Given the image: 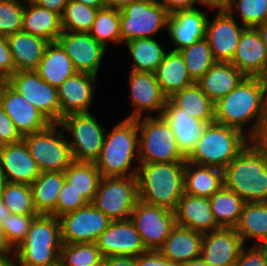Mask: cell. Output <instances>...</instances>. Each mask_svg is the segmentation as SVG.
Returning <instances> with one entry per match:
<instances>
[{"label":"cell","mask_w":267,"mask_h":266,"mask_svg":"<svg viewBox=\"0 0 267 266\" xmlns=\"http://www.w3.org/2000/svg\"><path fill=\"white\" fill-rule=\"evenodd\" d=\"M214 111L216 123L236 128L254 140L267 114V79L245 77L225 97L214 103ZM252 120L254 122L249 128L248 123Z\"/></svg>","instance_id":"1"},{"label":"cell","mask_w":267,"mask_h":266,"mask_svg":"<svg viewBox=\"0 0 267 266\" xmlns=\"http://www.w3.org/2000/svg\"><path fill=\"white\" fill-rule=\"evenodd\" d=\"M223 181L245 203L267 202V154L251 140L223 169Z\"/></svg>","instance_id":"2"},{"label":"cell","mask_w":267,"mask_h":266,"mask_svg":"<svg viewBox=\"0 0 267 266\" xmlns=\"http://www.w3.org/2000/svg\"><path fill=\"white\" fill-rule=\"evenodd\" d=\"M137 166L139 200L175 211L184 194L185 162L142 163Z\"/></svg>","instance_id":"3"},{"label":"cell","mask_w":267,"mask_h":266,"mask_svg":"<svg viewBox=\"0 0 267 266\" xmlns=\"http://www.w3.org/2000/svg\"><path fill=\"white\" fill-rule=\"evenodd\" d=\"M134 160L139 164V129L137 120L125 118L111 132H106L102 150L94 164L101 177H129L137 173L138 167L132 166Z\"/></svg>","instance_id":"4"},{"label":"cell","mask_w":267,"mask_h":266,"mask_svg":"<svg viewBox=\"0 0 267 266\" xmlns=\"http://www.w3.org/2000/svg\"><path fill=\"white\" fill-rule=\"evenodd\" d=\"M62 247L61 224L53 215H37L30 229L14 250L18 266H59Z\"/></svg>","instance_id":"5"},{"label":"cell","mask_w":267,"mask_h":266,"mask_svg":"<svg viewBox=\"0 0 267 266\" xmlns=\"http://www.w3.org/2000/svg\"><path fill=\"white\" fill-rule=\"evenodd\" d=\"M250 141L247 135L236 128L209 123L186 161L223 170Z\"/></svg>","instance_id":"6"},{"label":"cell","mask_w":267,"mask_h":266,"mask_svg":"<svg viewBox=\"0 0 267 266\" xmlns=\"http://www.w3.org/2000/svg\"><path fill=\"white\" fill-rule=\"evenodd\" d=\"M139 129V164L186 162L174 131L163 116L136 119Z\"/></svg>","instance_id":"7"},{"label":"cell","mask_w":267,"mask_h":266,"mask_svg":"<svg viewBox=\"0 0 267 266\" xmlns=\"http://www.w3.org/2000/svg\"><path fill=\"white\" fill-rule=\"evenodd\" d=\"M51 123L46 129L27 134L23 140L40 172H64L75 160L63 129Z\"/></svg>","instance_id":"8"},{"label":"cell","mask_w":267,"mask_h":266,"mask_svg":"<svg viewBox=\"0 0 267 266\" xmlns=\"http://www.w3.org/2000/svg\"><path fill=\"white\" fill-rule=\"evenodd\" d=\"M169 13L157 0H134L120 10V40L153 38L167 29ZM152 36V37H151Z\"/></svg>","instance_id":"9"},{"label":"cell","mask_w":267,"mask_h":266,"mask_svg":"<svg viewBox=\"0 0 267 266\" xmlns=\"http://www.w3.org/2000/svg\"><path fill=\"white\" fill-rule=\"evenodd\" d=\"M59 127L71 133L67 141L76 162H95L104 144L106 130L98 122L96 115L90 113H75L64 116L59 121Z\"/></svg>","instance_id":"10"},{"label":"cell","mask_w":267,"mask_h":266,"mask_svg":"<svg viewBox=\"0 0 267 266\" xmlns=\"http://www.w3.org/2000/svg\"><path fill=\"white\" fill-rule=\"evenodd\" d=\"M138 201L136 176H113L101 177L92 204L111 220H125Z\"/></svg>","instance_id":"11"},{"label":"cell","mask_w":267,"mask_h":266,"mask_svg":"<svg viewBox=\"0 0 267 266\" xmlns=\"http://www.w3.org/2000/svg\"><path fill=\"white\" fill-rule=\"evenodd\" d=\"M6 82L51 123L60 121L57 88L46 83L36 70L16 71Z\"/></svg>","instance_id":"12"},{"label":"cell","mask_w":267,"mask_h":266,"mask_svg":"<svg viewBox=\"0 0 267 266\" xmlns=\"http://www.w3.org/2000/svg\"><path fill=\"white\" fill-rule=\"evenodd\" d=\"M130 219L141 236L146 250L159 251L176 225L175 213L169 209L138 201Z\"/></svg>","instance_id":"13"},{"label":"cell","mask_w":267,"mask_h":266,"mask_svg":"<svg viewBox=\"0 0 267 266\" xmlns=\"http://www.w3.org/2000/svg\"><path fill=\"white\" fill-rule=\"evenodd\" d=\"M62 243H95L111 219L92 203L59 217Z\"/></svg>","instance_id":"14"},{"label":"cell","mask_w":267,"mask_h":266,"mask_svg":"<svg viewBox=\"0 0 267 266\" xmlns=\"http://www.w3.org/2000/svg\"><path fill=\"white\" fill-rule=\"evenodd\" d=\"M217 13L213 20L207 21L205 39L216 62H231L235 55L242 33L247 29L239 25L222 6H215Z\"/></svg>","instance_id":"15"},{"label":"cell","mask_w":267,"mask_h":266,"mask_svg":"<svg viewBox=\"0 0 267 266\" xmlns=\"http://www.w3.org/2000/svg\"><path fill=\"white\" fill-rule=\"evenodd\" d=\"M102 258L137 257L147 251L133 221L112 220L95 242Z\"/></svg>","instance_id":"16"},{"label":"cell","mask_w":267,"mask_h":266,"mask_svg":"<svg viewBox=\"0 0 267 266\" xmlns=\"http://www.w3.org/2000/svg\"><path fill=\"white\" fill-rule=\"evenodd\" d=\"M57 42L65 50L77 72L98 75L107 48L90 33L63 30Z\"/></svg>","instance_id":"17"},{"label":"cell","mask_w":267,"mask_h":266,"mask_svg":"<svg viewBox=\"0 0 267 266\" xmlns=\"http://www.w3.org/2000/svg\"><path fill=\"white\" fill-rule=\"evenodd\" d=\"M129 80L131 105L134 109L127 119L144 117V112L148 117L152 116L149 115L150 112L162 116L168 98L162 92L155 73L130 71Z\"/></svg>","instance_id":"18"},{"label":"cell","mask_w":267,"mask_h":266,"mask_svg":"<svg viewBox=\"0 0 267 266\" xmlns=\"http://www.w3.org/2000/svg\"><path fill=\"white\" fill-rule=\"evenodd\" d=\"M0 106L24 136L46 129L51 122L6 81H0Z\"/></svg>","instance_id":"19"},{"label":"cell","mask_w":267,"mask_h":266,"mask_svg":"<svg viewBox=\"0 0 267 266\" xmlns=\"http://www.w3.org/2000/svg\"><path fill=\"white\" fill-rule=\"evenodd\" d=\"M245 245L235 228H218L203 234L201 258L209 266H235Z\"/></svg>","instance_id":"20"},{"label":"cell","mask_w":267,"mask_h":266,"mask_svg":"<svg viewBox=\"0 0 267 266\" xmlns=\"http://www.w3.org/2000/svg\"><path fill=\"white\" fill-rule=\"evenodd\" d=\"M97 76L76 72L57 88L60 120L69 114L90 113Z\"/></svg>","instance_id":"21"},{"label":"cell","mask_w":267,"mask_h":266,"mask_svg":"<svg viewBox=\"0 0 267 266\" xmlns=\"http://www.w3.org/2000/svg\"><path fill=\"white\" fill-rule=\"evenodd\" d=\"M0 168L9 183L31 185L41 173L23 139L0 146Z\"/></svg>","instance_id":"22"},{"label":"cell","mask_w":267,"mask_h":266,"mask_svg":"<svg viewBox=\"0 0 267 266\" xmlns=\"http://www.w3.org/2000/svg\"><path fill=\"white\" fill-rule=\"evenodd\" d=\"M230 63L246 77L267 79V48L255 28L242 33Z\"/></svg>","instance_id":"23"},{"label":"cell","mask_w":267,"mask_h":266,"mask_svg":"<svg viewBox=\"0 0 267 266\" xmlns=\"http://www.w3.org/2000/svg\"><path fill=\"white\" fill-rule=\"evenodd\" d=\"M207 14L199 8L179 10L169 14L167 34L176 46L173 51H179L205 38Z\"/></svg>","instance_id":"24"},{"label":"cell","mask_w":267,"mask_h":266,"mask_svg":"<svg viewBox=\"0 0 267 266\" xmlns=\"http://www.w3.org/2000/svg\"><path fill=\"white\" fill-rule=\"evenodd\" d=\"M174 213L177 225L203 234L220 228L214 219L207 197L184 193Z\"/></svg>","instance_id":"25"},{"label":"cell","mask_w":267,"mask_h":266,"mask_svg":"<svg viewBox=\"0 0 267 266\" xmlns=\"http://www.w3.org/2000/svg\"><path fill=\"white\" fill-rule=\"evenodd\" d=\"M162 116L172 127L178 148L187 158L195 148L206 123L188 115L169 98Z\"/></svg>","instance_id":"26"},{"label":"cell","mask_w":267,"mask_h":266,"mask_svg":"<svg viewBox=\"0 0 267 266\" xmlns=\"http://www.w3.org/2000/svg\"><path fill=\"white\" fill-rule=\"evenodd\" d=\"M203 233L175 225L159 250L172 262L181 265L201 257Z\"/></svg>","instance_id":"27"},{"label":"cell","mask_w":267,"mask_h":266,"mask_svg":"<svg viewBox=\"0 0 267 266\" xmlns=\"http://www.w3.org/2000/svg\"><path fill=\"white\" fill-rule=\"evenodd\" d=\"M16 71L37 70L49 41L19 31L6 37Z\"/></svg>","instance_id":"28"},{"label":"cell","mask_w":267,"mask_h":266,"mask_svg":"<svg viewBox=\"0 0 267 266\" xmlns=\"http://www.w3.org/2000/svg\"><path fill=\"white\" fill-rule=\"evenodd\" d=\"M246 76L230 62H215L196 82L216 103L232 91Z\"/></svg>","instance_id":"29"},{"label":"cell","mask_w":267,"mask_h":266,"mask_svg":"<svg viewBox=\"0 0 267 266\" xmlns=\"http://www.w3.org/2000/svg\"><path fill=\"white\" fill-rule=\"evenodd\" d=\"M26 1L22 31L46 39L49 42H57L63 31L61 16L40 7L31 0Z\"/></svg>","instance_id":"30"},{"label":"cell","mask_w":267,"mask_h":266,"mask_svg":"<svg viewBox=\"0 0 267 266\" xmlns=\"http://www.w3.org/2000/svg\"><path fill=\"white\" fill-rule=\"evenodd\" d=\"M162 92L170 98L175 92L195 83L179 51L170 50L155 71Z\"/></svg>","instance_id":"31"},{"label":"cell","mask_w":267,"mask_h":266,"mask_svg":"<svg viewBox=\"0 0 267 266\" xmlns=\"http://www.w3.org/2000/svg\"><path fill=\"white\" fill-rule=\"evenodd\" d=\"M224 186L223 170L185 162L184 193L210 198Z\"/></svg>","instance_id":"32"},{"label":"cell","mask_w":267,"mask_h":266,"mask_svg":"<svg viewBox=\"0 0 267 266\" xmlns=\"http://www.w3.org/2000/svg\"><path fill=\"white\" fill-rule=\"evenodd\" d=\"M36 71L46 83L55 88L77 72L71 59L58 42L49 43Z\"/></svg>","instance_id":"33"},{"label":"cell","mask_w":267,"mask_h":266,"mask_svg":"<svg viewBox=\"0 0 267 266\" xmlns=\"http://www.w3.org/2000/svg\"><path fill=\"white\" fill-rule=\"evenodd\" d=\"M65 181V173L57 171L41 172L30 185L33 203L38 214L56 217L58 194Z\"/></svg>","instance_id":"34"},{"label":"cell","mask_w":267,"mask_h":266,"mask_svg":"<svg viewBox=\"0 0 267 266\" xmlns=\"http://www.w3.org/2000/svg\"><path fill=\"white\" fill-rule=\"evenodd\" d=\"M235 229L244 244L254 240V245L267 244V202L245 203Z\"/></svg>","instance_id":"35"},{"label":"cell","mask_w":267,"mask_h":266,"mask_svg":"<svg viewBox=\"0 0 267 266\" xmlns=\"http://www.w3.org/2000/svg\"><path fill=\"white\" fill-rule=\"evenodd\" d=\"M169 99L194 119L206 124L215 122L214 102L196 82L175 92Z\"/></svg>","instance_id":"36"},{"label":"cell","mask_w":267,"mask_h":266,"mask_svg":"<svg viewBox=\"0 0 267 266\" xmlns=\"http://www.w3.org/2000/svg\"><path fill=\"white\" fill-rule=\"evenodd\" d=\"M125 44L134 62L131 71L155 73L167 52L154 37L134 39Z\"/></svg>","instance_id":"37"},{"label":"cell","mask_w":267,"mask_h":266,"mask_svg":"<svg viewBox=\"0 0 267 266\" xmlns=\"http://www.w3.org/2000/svg\"><path fill=\"white\" fill-rule=\"evenodd\" d=\"M208 199L217 225L220 228H235L245 204L244 200L224 186Z\"/></svg>","instance_id":"38"},{"label":"cell","mask_w":267,"mask_h":266,"mask_svg":"<svg viewBox=\"0 0 267 266\" xmlns=\"http://www.w3.org/2000/svg\"><path fill=\"white\" fill-rule=\"evenodd\" d=\"M65 180L83 198L92 203L101 179L100 171L94 162L74 161L65 171Z\"/></svg>","instance_id":"39"},{"label":"cell","mask_w":267,"mask_h":266,"mask_svg":"<svg viewBox=\"0 0 267 266\" xmlns=\"http://www.w3.org/2000/svg\"><path fill=\"white\" fill-rule=\"evenodd\" d=\"M90 35L105 47L108 42L122 44L120 40V10L115 8L98 9Z\"/></svg>","instance_id":"40"},{"label":"cell","mask_w":267,"mask_h":266,"mask_svg":"<svg viewBox=\"0 0 267 266\" xmlns=\"http://www.w3.org/2000/svg\"><path fill=\"white\" fill-rule=\"evenodd\" d=\"M179 53L194 82H197L216 62L205 38L179 50Z\"/></svg>","instance_id":"41"},{"label":"cell","mask_w":267,"mask_h":266,"mask_svg":"<svg viewBox=\"0 0 267 266\" xmlns=\"http://www.w3.org/2000/svg\"><path fill=\"white\" fill-rule=\"evenodd\" d=\"M102 256L95 243H62L59 266H101Z\"/></svg>","instance_id":"42"},{"label":"cell","mask_w":267,"mask_h":266,"mask_svg":"<svg viewBox=\"0 0 267 266\" xmlns=\"http://www.w3.org/2000/svg\"><path fill=\"white\" fill-rule=\"evenodd\" d=\"M98 9L69 0L61 16L62 29L71 32L89 33Z\"/></svg>","instance_id":"43"},{"label":"cell","mask_w":267,"mask_h":266,"mask_svg":"<svg viewBox=\"0 0 267 266\" xmlns=\"http://www.w3.org/2000/svg\"><path fill=\"white\" fill-rule=\"evenodd\" d=\"M1 199L9 208L11 214L39 215L33 203L30 185L7 182Z\"/></svg>","instance_id":"44"},{"label":"cell","mask_w":267,"mask_h":266,"mask_svg":"<svg viewBox=\"0 0 267 266\" xmlns=\"http://www.w3.org/2000/svg\"><path fill=\"white\" fill-rule=\"evenodd\" d=\"M222 7L230 14H235L236 8L246 28H255L267 20V0H227Z\"/></svg>","instance_id":"45"},{"label":"cell","mask_w":267,"mask_h":266,"mask_svg":"<svg viewBox=\"0 0 267 266\" xmlns=\"http://www.w3.org/2000/svg\"><path fill=\"white\" fill-rule=\"evenodd\" d=\"M26 0H0V35L22 31Z\"/></svg>","instance_id":"46"},{"label":"cell","mask_w":267,"mask_h":266,"mask_svg":"<svg viewBox=\"0 0 267 266\" xmlns=\"http://www.w3.org/2000/svg\"><path fill=\"white\" fill-rule=\"evenodd\" d=\"M37 215L10 214L3 220L2 228L8 244L15 250L25 239Z\"/></svg>","instance_id":"47"},{"label":"cell","mask_w":267,"mask_h":266,"mask_svg":"<svg viewBox=\"0 0 267 266\" xmlns=\"http://www.w3.org/2000/svg\"><path fill=\"white\" fill-rule=\"evenodd\" d=\"M88 202L65 180L58 194L56 204V217L59 218L64 214L77 210L85 206Z\"/></svg>","instance_id":"48"},{"label":"cell","mask_w":267,"mask_h":266,"mask_svg":"<svg viewBox=\"0 0 267 266\" xmlns=\"http://www.w3.org/2000/svg\"><path fill=\"white\" fill-rule=\"evenodd\" d=\"M235 266H267L266 245L252 244L249 249L244 246L240 251Z\"/></svg>","instance_id":"49"},{"label":"cell","mask_w":267,"mask_h":266,"mask_svg":"<svg viewBox=\"0 0 267 266\" xmlns=\"http://www.w3.org/2000/svg\"><path fill=\"white\" fill-rule=\"evenodd\" d=\"M23 139L15 124L0 106V146L11 144Z\"/></svg>","instance_id":"50"},{"label":"cell","mask_w":267,"mask_h":266,"mask_svg":"<svg viewBox=\"0 0 267 266\" xmlns=\"http://www.w3.org/2000/svg\"><path fill=\"white\" fill-rule=\"evenodd\" d=\"M15 72V65L5 36L0 35V81H6Z\"/></svg>","instance_id":"51"},{"label":"cell","mask_w":267,"mask_h":266,"mask_svg":"<svg viewBox=\"0 0 267 266\" xmlns=\"http://www.w3.org/2000/svg\"><path fill=\"white\" fill-rule=\"evenodd\" d=\"M137 266H179L165 258L160 251L147 250L136 257Z\"/></svg>","instance_id":"52"},{"label":"cell","mask_w":267,"mask_h":266,"mask_svg":"<svg viewBox=\"0 0 267 266\" xmlns=\"http://www.w3.org/2000/svg\"><path fill=\"white\" fill-rule=\"evenodd\" d=\"M169 14L179 10H192L196 9L195 5L200 4L208 7L209 9H215L214 5L203 3L202 0H157Z\"/></svg>","instance_id":"53"},{"label":"cell","mask_w":267,"mask_h":266,"mask_svg":"<svg viewBox=\"0 0 267 266\" xmlns=\"http://www.w3.org/2000/svg\"><path fill=\"white\" fill-rule=\"evenodd\" d=\"M40 7L46 8L62 16L69 0H31Z\"/></svg>","instance_id":"54"},{"label":"cell","mask_w":267,"mask_h":266,"mask_svg":"<svg viewBox=\"0 0 267 266\" xmlns=\"http://www.w3.org/2000/svg\"><path fill=\"white\" fill-rule=\"evenodd\" d=\"M101 266H137L136 257L102 258Z\"/></svg>","instance_id":"55"},{"label":"cell","mask_w":267,"mask_h":266,"mask_svg":"<svg viewBox=\"0 0 267 266\" xmlns=\"http://www.w3.org/2000/svg\"><path fill=\"white\" fill-rule=\"evenodd\" d=\"M14 249L8 244L0 223V257H12ZM12 253V254H11Z\"/></svg>","instance_id":"56"},{"label":"cell","mask_w":267,"mask_h":266,"mask_svg":"<svg viewBox=\"0 0 267 266\" xmlns=\"http://www.w3.org/2000/svg\"><path fill=\"white\" fill-rule=\"evenodd\" d=\"M254 141L265 151L267 154V114L264 118V122L260 129L259 134L254 139Z\"/></svg>","instance_id":"57"},{"label":"cell","mask_w":267,"mask_h":266,"mask_svg":"<svg viewBox=\"0 0 267 266\" xmlns=\"http://www.w3.org/2000/svg\"><path fill=\"white\" fill-rule=\"evenodd\" d=\"M134 0H104L105 7L107 8H115L121 10L124 6L129 4Z\"/></svg>","instance_id":"58"},{"label":"cell","mask_w":267,"mask_h":266,"mask_svg":"<svg viewBox=\"0 0 267 266\" xmlns=\"http://www.w3.org/2000/svg\"><path fill=\"white\" fill-rule=\"evenodd\" d=\"M74 1L83 3L89 7L96 8V9L105 8L104 0H74Z\"/></svg>","instance_id":"59"},{"label":"cell","mask_w":267,"mask_h":266,"mask_svg":"<svg viewBox=\"0 0 267 266\" xmlns=\"http://www.w3.org/2000/svg\"><path fill=\"white\" fill-rule=\"evenodd\" d=\"M256 31L259 33L263 43L267 48V20L255 27Z\"/></svg>","instance_id":"60"},{"label":"cell","mask_w":267,"mask_h":266,"mask_svg":"<svg viewBox=\"0 0 267 266\" xmlns=\"http://www.w3.org/2000/svg\"><path fill=\"white\" fill-rule=\"evenodd\" d=\"M10 214L11 212L9 211V208L6 206L4 201L0 199V223H2L3 220H5V218Z\"/></svg>","instance_id":"61"},{"label":"cell","mask_w":267,"mask_h":266,"mask_svg":"<svg viewBox=\"0 0 267 266\" xmlns=\"http://www.w3.org/2000/svg\"><path fill=\"white\" fill-rule=\"evenodd\" d=\"M179 266H209V265L200 257L198 259L191 260Z\"/></svg>","instance_id":"62"},{"label":"cell","mask_w":267,"mask_h":266,"mask_svg":"<svg viewBox=\"0 0 267 266\" xmlns=\"http://www.w3.org/2000/svg\"><path fill=\"white\" fill-rule=\"evenodd\" d=\"M12 257H0V266H18Z\"/></svg>","instance_id":"63"},{"label":"cell","mask_w":267,"mask_h":266,"mask_svg":"<svg viewBox=\"0 0 267 266\" xmlns=\"http://www.w3.org/2000/svg\"><path fill=\"white\" fill-rule=\"evenodd\" d=\"M6 183H7V181H6L4 174L2 173V170L0 168V199H1L2 192L4 190V186Z\"/></svg>","instance_id":"64"},{"label":"cell","mask_w":267,"mask_h":266,"mask_svg":"<svg viewBox=\"0 0 267 266\" xmlns=\"http://www.w3.org/2000/svg\"><path fill=\"white\" fill-rule=\"evenodd\" d=\"M203 3L211 4L214 6H222L226 0H202Z\"/></svg>","instance_id":"65"}]
</instances>
